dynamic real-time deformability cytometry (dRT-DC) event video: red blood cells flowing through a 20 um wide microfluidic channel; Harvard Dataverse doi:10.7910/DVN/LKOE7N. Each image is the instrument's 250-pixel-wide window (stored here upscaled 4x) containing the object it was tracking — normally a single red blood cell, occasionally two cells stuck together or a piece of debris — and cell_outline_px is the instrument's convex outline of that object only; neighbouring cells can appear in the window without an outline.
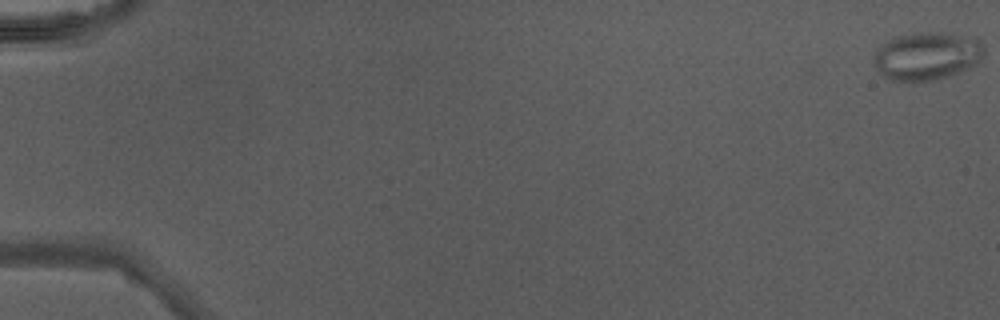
{"species": "Egyptian fruit bat (a non-hibernating species)", "species_latin": "Rousettus aegyptiacus", "temperature_condition": "warm", "stored_images_in_passage": 48, "camera_frame_rate_fps": 3000, "um_per_image_px": 0.085, "animal": {"sex": "male"}, "frame": {"image": 1, "passage_image": 1, "time_ms": 0.0, "image_size_px": [1000, 320], "cell_outline_px": [[984, 52], [972, 64], [948, 76], [932, 80], [908, 84], [888, 80], [880, 72], [872, 60], [876, 52], [888, 40], [896, 36], [912, 32], [936, 32], [972, 36], [980, 40], [984, 48]], "centroid_in_image_um": [78.72, 4.77], "position_along_channel_um": 6.3, "area_um2": 30.87}}
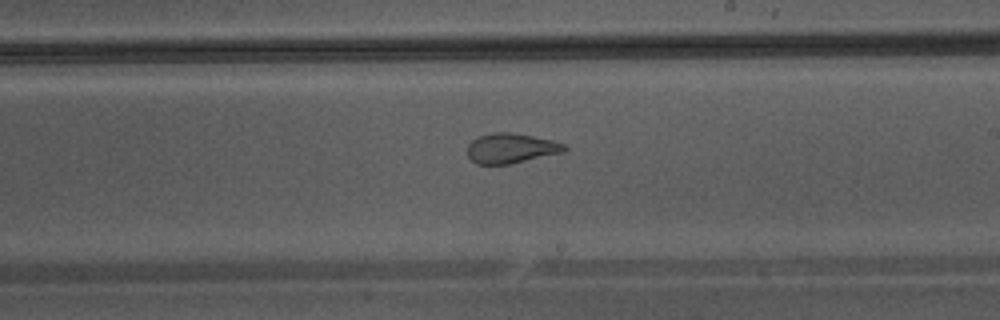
{"frame": {"image": 2, "passage_image": 30, "time_ms": 9.667, "image_size_px": [1000, 320], "cell_outline_px": [[568, 148], [564, 152], [512, 164], [476, 164], [468, 156], [468, 144], [472, 140], [480, 136], [492, 132], [512, 132], [552, 140], [564, 144]], "centroid_in_image_um": [43.44, 12.6], "position_along_channel_um": 245.6, "area_um2": 16.99}}
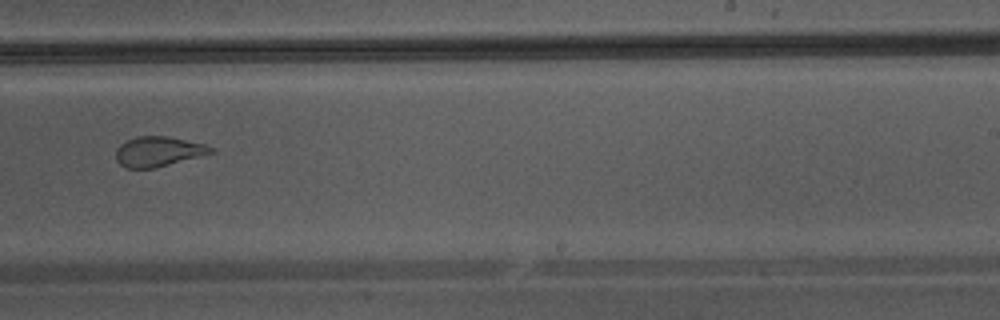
{"frame": {"image": 3, "passage_image": 32, "time_ms": 10.333, "image_size_px": [1000, 320], "cell_outline_px": [[216, 152], [152, 168], [124, 168], [116, 160], [116, 148], [120, 144], [136, 136], [168, 136], [204, 144], [212, 148]], "centroid_in_image_um": [13.42, 12.87], "position_along_channel_um": 275.6, "area_um2": 16.42}}